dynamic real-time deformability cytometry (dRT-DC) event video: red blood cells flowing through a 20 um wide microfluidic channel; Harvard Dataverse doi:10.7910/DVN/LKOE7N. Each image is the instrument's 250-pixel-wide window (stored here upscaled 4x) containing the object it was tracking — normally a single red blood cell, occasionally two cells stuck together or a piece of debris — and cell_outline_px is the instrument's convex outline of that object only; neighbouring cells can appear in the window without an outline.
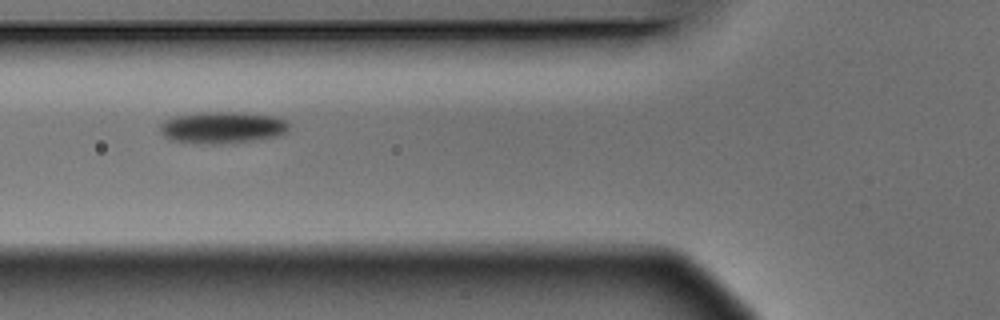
{"species": "Egyptian fruit bat (a non-hibernating species)", "species_latin": "Rousettus aegyptiacus", "temperature_condition": "warm", "stored_images_in_passage": 14, "camera_frame_rate_fps": 3000, "um_per_image_px": 0.085, "animal": {"sex": "male"}, "frame": {"image": 1, "passage_image": 5, "time_ms": 1.333, "image_size_px": [1000, 320], "cell_outline_px": [[288, 132], [280, 136], [256, 140], [220, 144], [200, 144], [172, 140], [164, 136], [160, 132], [160, 124], [164, 120], [176, 116], [204, 112], [244, 112], [272, 116], [288, 120]], "centroid_in_image_um": [18.93, 10.84], "position_along_channel_um": 106.9, "area_um2": 24.1}}
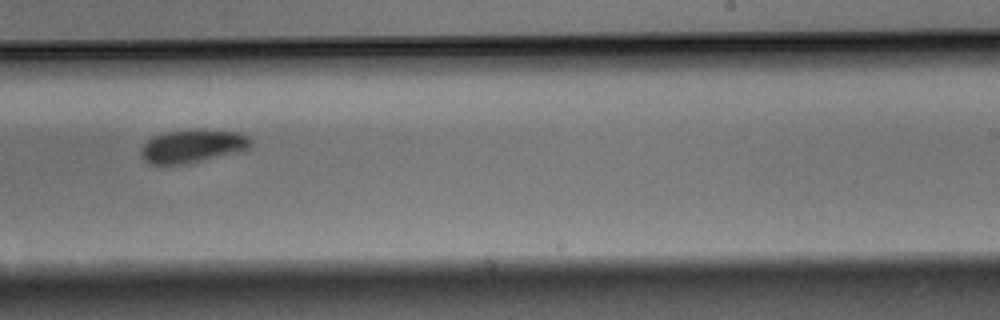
{"frame": {"image": 2, "passage_image": 9, "time_ms": 2.667, "image_size_px": [1000, 320], "cell_outline_px": [[252, 144], [248, 148], [236, 152], [188, 164], [152, 164], [144, 160], [140, 156], [140, 148], [152, 136], [164, 132], [196, 128], [236, 132], [248, 136], [252, 140]], "centroid_in_image_um": [16.33, 12.4], "position_along_channel_um": 272.7, "area_um2": 21.44}}
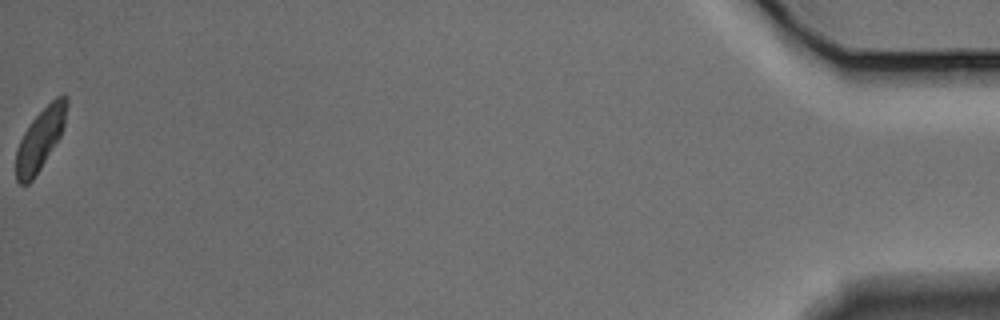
{"frame": {"image": 3, "passage_image": 14, "time_ms": 4.333, "image_size_px": [1000, 320], "cell_outline_px": [[68, 104], [64, 124], [60, 136], [40, 168], [32, 180], [28, 184], [20, 184], [16, 180], [16, 148], [24, 132], [32, 120], [56, 96], [64, 92], [68, 96]], "centroid_in_image_um": [3.43, 11.8], "position_along_channel_um": 431.8, "area_um2": 17.98}}